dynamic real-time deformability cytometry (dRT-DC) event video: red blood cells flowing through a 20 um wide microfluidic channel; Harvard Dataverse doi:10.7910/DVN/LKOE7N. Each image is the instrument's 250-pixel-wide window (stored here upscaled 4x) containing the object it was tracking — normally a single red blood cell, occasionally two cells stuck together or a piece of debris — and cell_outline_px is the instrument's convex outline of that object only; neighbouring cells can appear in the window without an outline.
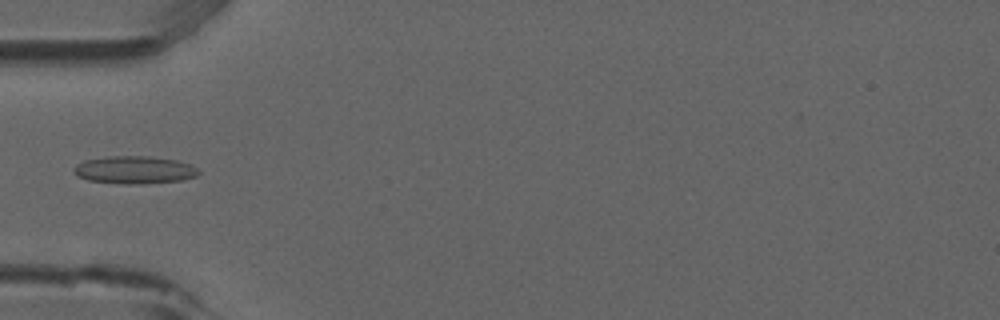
{"species": "common noctule bat (a hibernating species)", "species_latin": "Nyctalus noctula", "temperature_condition": "room temperature", "stored_images_in_passage": 4, "camera_frame_rate_fps": 3000, "um_per_image_px": 0.085, "animal": {"sex": "male", "forearm_length_mm": 52.5}, "frame": {"image": 1, "passage_image": 4, "time_ms": 1.0, "image_size_px": [1000, 320], "cell_outline_px": [[200, 172], [196, 176], [184, 180], [140, 184], [124, 184], [88, 180], [76, 176], [72, 172], [72, 168], [76, 164], [84, 160], [108, 156], [152, 156], [176, 160], [188, 164], [196, 168]], "centroid_in_image_um": [11.38, 14.44], "position_along_channel_um": 73.6, "area_um2": 20.29}}